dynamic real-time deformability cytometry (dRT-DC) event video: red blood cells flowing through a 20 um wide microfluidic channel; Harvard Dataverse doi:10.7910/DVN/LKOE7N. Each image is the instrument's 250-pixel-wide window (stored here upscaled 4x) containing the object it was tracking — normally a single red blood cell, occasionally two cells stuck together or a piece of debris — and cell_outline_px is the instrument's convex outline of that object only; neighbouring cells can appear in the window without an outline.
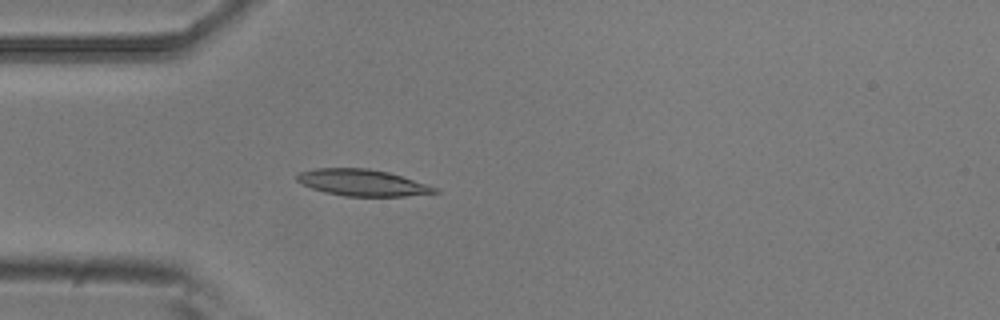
{"species": "common noctule bat (a hibernating species)", "species_latin": "Nyctalus noctula", "temperature_condition": "room temperature", "stored_images_in_passage": 5, "camera_frame_rate_fps": 3000, "um_per_image_px": 0.085, "animal": {"sex": "male", "body_mass_g": 20.5, "forearm_length_mm": 52.5}, "frame": {"image": 1, "passage_image": 4, "time_ms": 1.0, "image_size_px": [1000, 320], "cell_outline_px": [[440, 192], [404, 196], [344, 196], [324, 192], [312, 188], [296, 180], [296, 176], [300, 172], [316, 168], [368, 168], [388, 172], [428, 184], [436, 188]], "centroid_in_image_um": [30.8, 15.52], "position_along_channel_um": 54.2, "area_um2": 21.15}}